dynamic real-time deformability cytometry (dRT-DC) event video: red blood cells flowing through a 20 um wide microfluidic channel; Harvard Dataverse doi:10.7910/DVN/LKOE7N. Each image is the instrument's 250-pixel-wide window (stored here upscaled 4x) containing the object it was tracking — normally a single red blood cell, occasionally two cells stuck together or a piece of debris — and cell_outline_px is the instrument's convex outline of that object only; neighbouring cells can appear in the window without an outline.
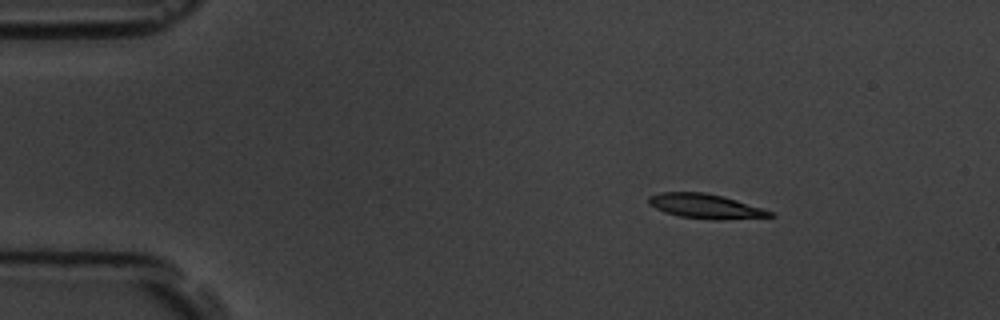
{"species": "common noctule bat (a hibernating species)", "species_latin": "Nyctalus noctula", "temperature_condition": "room temperature", "stored_images_in_passage": 4, "camera_frame_rate_fps": 3000, "um_per_image_px": 0.085, "animal": {"sex": "male", "body_mass_g": 19.5, "forearm_length_mm": 54.6}, "frame": {"image": 1, "passage_image": 1, "time_ms": 0.0, "image_size_px": [1000, 320], "cell_outline_px": [[776, 216], [724, 220], [708, 220], [680, 216], [664, 212], [648, 204], [648, 196], [660, 192], [704, 192], [724, 196], [772, 212]], "centroid_in_image_um": [59.93, 17.53], "position_along_channel_um": 25.1, "area_um2": 17.4}}